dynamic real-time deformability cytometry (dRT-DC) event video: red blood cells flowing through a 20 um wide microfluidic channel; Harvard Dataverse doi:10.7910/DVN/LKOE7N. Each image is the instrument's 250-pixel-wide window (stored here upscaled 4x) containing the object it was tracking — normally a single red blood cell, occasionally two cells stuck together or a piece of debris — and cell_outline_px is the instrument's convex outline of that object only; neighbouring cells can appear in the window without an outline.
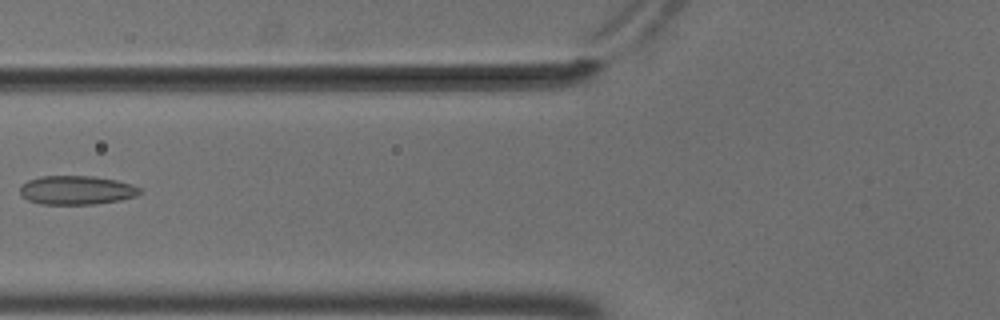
{"species": "common noctule bat (a hibernating species)", "species_latin": "Nyctalus noctula", "temperature_condition": "cold", "stored_images_in_passage": 4, "camera_frame_rate_fps": 3000, "um_per_image_px": 0.085, "animal": {"sex": "male", "body_mass_g": 18.8}, "frame": {"image": 1, "passage_image": 3, "time_ms": 0.667, "image_size_px": [1000, 320], "cell_outline_px": [[144, 192], [136, 196], [120, 200], [96, 204], [40, 204], [28, 200], [20, 192], [20, 188], [28, 180], [40, 176], [92, 176], [116, 180], [132, 184], [140, 188]], "centroid_in_image_um": [6.55, 16.16], "position_along_channel_um": 119.2, "area_um2": 20.17}}
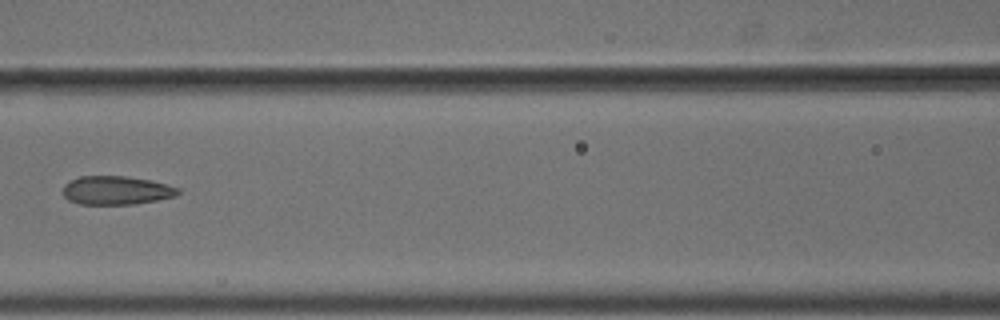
{"frame": {"image": 2, "passage_image": 4, "time_ms": 1.0, "image_size_px": [1000, 320], "cell_outline_px": [[180, 192], [176, 196], [136, 204], [80, 204], [68, 200], [64, 196], [64, 184], [68, 180], [80, 176], [124, 176], [152, 180], [180, 188]], "centroid_in_image_um": [9.89, 16.17], "position_along_channel_um": 156.7, "area_um2": 19.31}}